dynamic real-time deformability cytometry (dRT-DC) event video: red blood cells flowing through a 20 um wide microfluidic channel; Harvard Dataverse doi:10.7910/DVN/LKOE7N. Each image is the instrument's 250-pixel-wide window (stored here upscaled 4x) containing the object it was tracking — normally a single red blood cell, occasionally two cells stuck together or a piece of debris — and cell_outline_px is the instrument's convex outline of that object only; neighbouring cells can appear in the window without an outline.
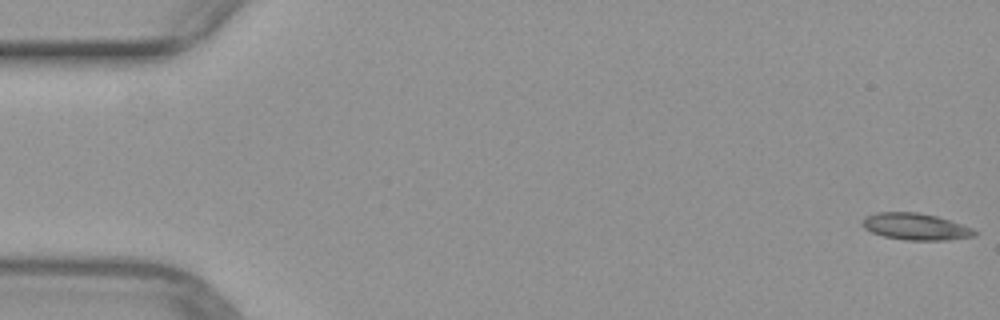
{"species": "common noctule bat (a hibernating species)", "species_latin": "Nyctalus noctula", "temperature_condition": "warm", "stored_images_in_passage": 13, "camera_frame_rate_fps": 3000, "um_per_image_px": 0.085, "animal": {"sex": "female", "body_mass_g": 29.2, "forearm_length_mm": 56.3}, "frame": {"image": 1, "passage_image": 1, "time_ms": 0.0, "image_size_px": [1000, 320], "cell_outline_px": [[980, 232], [976, 236], [944, 240], [904, 240], [884, 236], [872, 232], [864, 228], [860, 224], [864, 216], [876, 212], [920, 212], [936, 216], [972, 228]], "centroid_in_image_um": [77.8, 19.26], "position_along_channel_um": 7.2, "area_um2": 17.57}}